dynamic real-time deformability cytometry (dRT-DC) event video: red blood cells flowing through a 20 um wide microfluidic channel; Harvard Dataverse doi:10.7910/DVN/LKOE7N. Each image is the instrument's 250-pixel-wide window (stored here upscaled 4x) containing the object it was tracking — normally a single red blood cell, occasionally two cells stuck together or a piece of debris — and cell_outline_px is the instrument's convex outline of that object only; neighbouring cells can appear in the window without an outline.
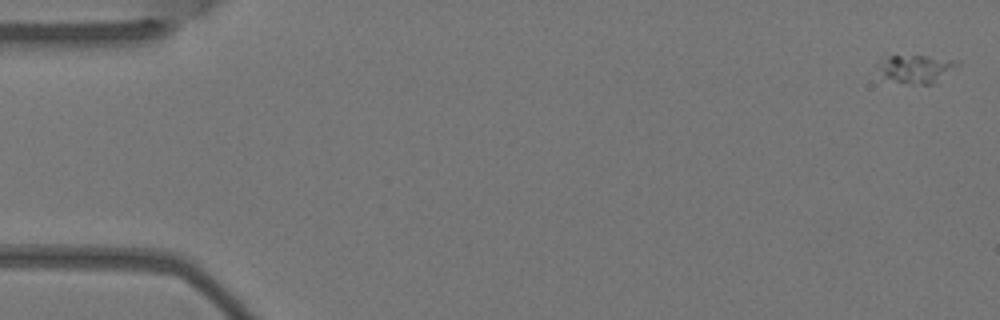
{"species": "Egyptian fruit bat (a non-hibernating species)", "species_latin": "Rousettus aegyptiacus", "temperature_condition": "warm", "stored_images_in_passage": 5, "camera_frame_rate_fps": 3000, "um_per_image_px": 0.085, "animal": {"sex": "female"}, "frame": {"image": 1, "passage_image": 1, "time_ms": 0.0, "image_size_px": [1000, 320], "cell_outline_px": [[960, 64], [932, 84], [908, 84], [884, 76], [876, 64], [876, 60], [884, 52], [924, 56], [956, 60]], "centroid_in_image_um": [77.73, 5.76], "position_along_channel_um": 7.3, "area_um2": 13.41}}